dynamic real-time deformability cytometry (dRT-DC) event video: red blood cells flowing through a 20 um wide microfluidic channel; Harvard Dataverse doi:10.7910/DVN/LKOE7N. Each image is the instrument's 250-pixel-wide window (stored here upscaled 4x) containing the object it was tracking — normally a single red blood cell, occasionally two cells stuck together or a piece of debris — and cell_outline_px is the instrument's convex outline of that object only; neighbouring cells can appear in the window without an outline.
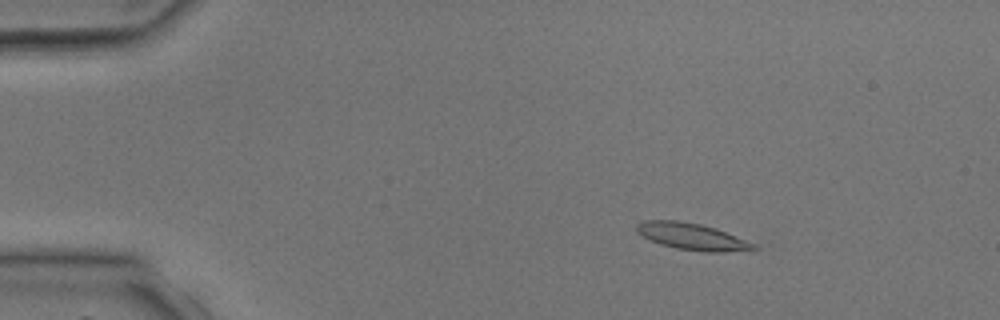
{"species": "common noctule bat (a hibernating species)", "species_latin": "Nyctalus noctula", "temperature_condition": "room temperature", "stored_images_in_passage": 3, "camera_frame_rate_fps": 3000, "um_per_image_px": 0.085, "animal": {"sex": "male", "body_mass_g": 17.9, "forearm_length_mm": 54.2}, "frame": {"image": 1, "passage_image": 1, "time_ms": 0.0, "image_size_px": [1000, 320], "cell_outline_px": [[760, 248], [752, 252], [704, 252], [676, 248], [660, 244], [648, 240], [636, 232], [636, 224], [644, 220], [676, 220], [700, 224], [716, 228], [756, 244]], "centroid_in_image_um": [58.88, 20.13], "position_along_channel_um": 26.1, "area_um2": 18.67}}
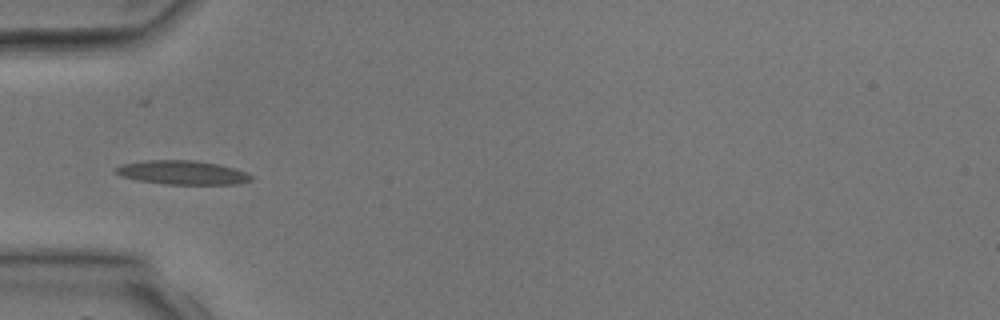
{"frame": {"image": 2, "passage_image": 3, "time_ms": 2.333, "image_size_px": [1000, 320], "cell_outline_px": [[252, 180], [236, 184], [164, 184], [140, 180], [120, 176], [112, 172], [120, 164], [148, 160], [196, 160], [220, 164], [244, 172], [252, 176]], "centroid_in_image_um": [15.46, 14.66], "position_along_channel_um": 69.5, "area_um2": 18.84}}